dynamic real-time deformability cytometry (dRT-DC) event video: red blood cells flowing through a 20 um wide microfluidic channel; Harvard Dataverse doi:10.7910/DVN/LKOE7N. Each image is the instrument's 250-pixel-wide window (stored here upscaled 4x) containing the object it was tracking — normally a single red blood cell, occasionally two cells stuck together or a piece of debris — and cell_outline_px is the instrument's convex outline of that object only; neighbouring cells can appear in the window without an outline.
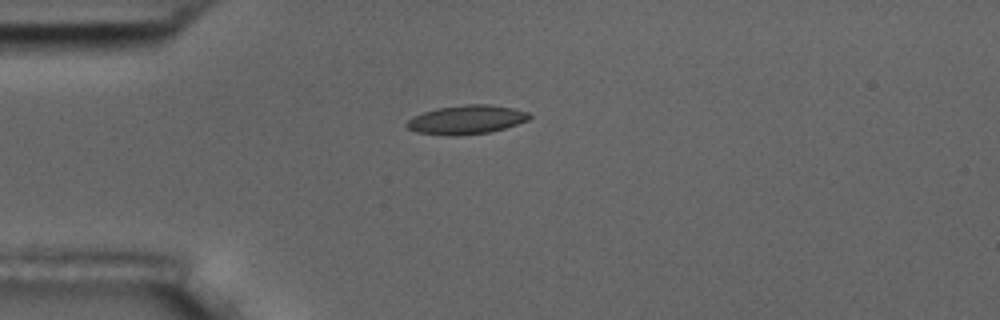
{"species": "common noctule bat (a hibernating species)", "species_latin": "Nyctalus noctula", "temperature_condition": "room temperature", "stored_images_in_passage": 42, "camera_frame_rate_fps": 3000, "um_per_image_px": 0.085, "animal": {"sex": "male", "body_mass_g": 17.5, "forearm_length_mm": 52.3}, "frame": {"image": 1, "passage_image": 1, "time_ms": 0.0, "image_size_px": [1000, 320], "cell_outline_px": [[532, 116], [528, 120], [492, 132], [452, 136], [448, 136], [416, 132], [408, 128], [404, 124], [412, 116], [436, 108], [468, 104], [488, 104], [512, 108], [528, 112]], "centroid_in_image_um": [39.62, 10.17], "position_along_channel_um": 45.4, "area_um2": 20.69}}
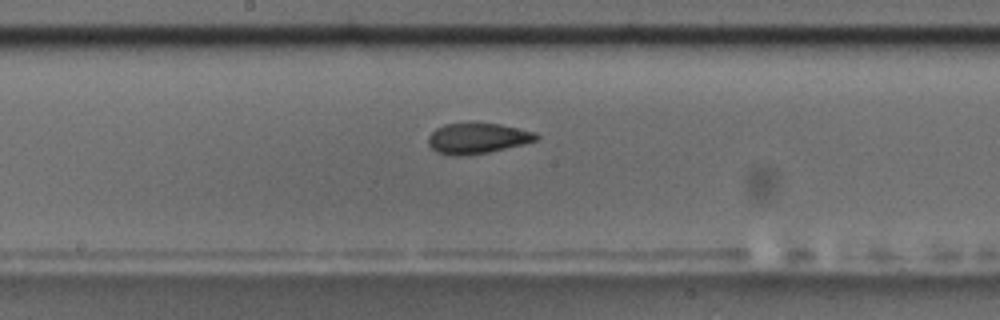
{"frame": {"image": 2, "passage_image": 16, "time_ms": 5.0, "image_size_px": [1000, 320], "cell_outline_px": [[540, 136], [536, 140], [488, 152], [460, 156], [448, 156], [436, 152], [428, 144], [428, 136], [436, 128], [444, 124], [500, 124], [536, 132]], "centroid_in_image_um": [40.53, 11.77], "position_along_channel_um": 207.7, "area_um2": 18.96}}
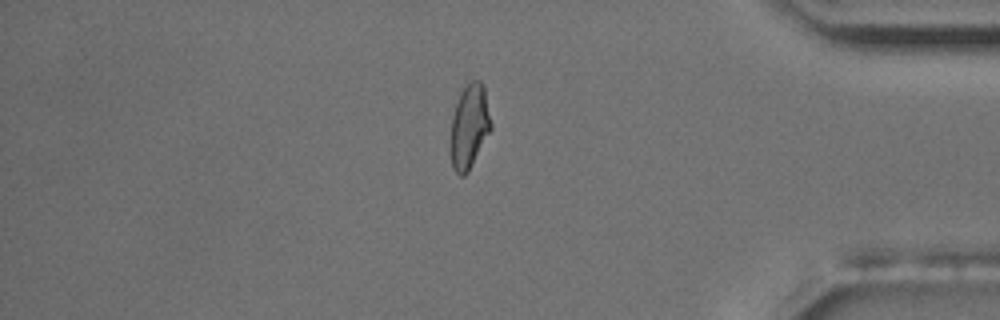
{"frame": {"image": 3, "passage_image": 34, "time_ms": 11.0, "image_size_px": [1000, 320], "cell_outline_px": [[492, 128], [468, 172], [464, 176], [460, 176], [452, 168], [448, 148], [452, 116], [460, 92], [472, 80], [480, 80], [484, 84], [492, 124]], "centroid_in_image_um": [39.87, 10.78], "position_along_channel_um": 395.3, "area_um2": 20.35}, "authors_computed_cell_mechanics": {"area_um2": 19.8832, "velocity_mm_per_s": 3.6099, "shape_relaxation_time_tau1_ms": 5.6504, "shape_relaxation_time_tau2_ms": 1.6012, "deformation_change_tau1": 0.1456, "deformation_change_tau2": 0.0722}}